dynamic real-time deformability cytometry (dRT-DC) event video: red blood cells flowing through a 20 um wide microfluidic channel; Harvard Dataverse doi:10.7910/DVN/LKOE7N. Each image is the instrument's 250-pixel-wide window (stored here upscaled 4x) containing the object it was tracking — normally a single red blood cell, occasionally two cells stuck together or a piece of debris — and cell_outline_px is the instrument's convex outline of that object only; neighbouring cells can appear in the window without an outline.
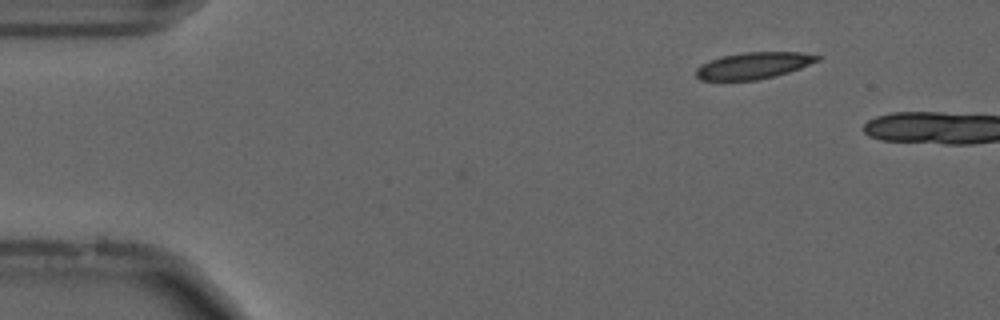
{"species": "common noctule bat (a hibernating species)", "species_latin": "Nyctalus noctula", "temperature_condition": "cold", "stored_images_in_passage": 4, "camera_frame_rate_fps": 3000, "um_per_image_px": 0.085, "animal": {"sex": "male", "forearm_length_mm": 52.5}, "frame": {"image": 1, "passage_image": 1, "time_ms": 0.0, "image_size_px": [1000, 320], "cell_outline_px": [[820, 60], [800, 68], [776, 76], [756, 80], [700, 80], [696, 76], [696, 68], [700, 64], [720, 56], [744, 52], [800, 52], [820, 56]], "centroid_in_image_um": [64.02, 5.57], "position_along_channel_um": 21.0, "area_um2": 18.84}}